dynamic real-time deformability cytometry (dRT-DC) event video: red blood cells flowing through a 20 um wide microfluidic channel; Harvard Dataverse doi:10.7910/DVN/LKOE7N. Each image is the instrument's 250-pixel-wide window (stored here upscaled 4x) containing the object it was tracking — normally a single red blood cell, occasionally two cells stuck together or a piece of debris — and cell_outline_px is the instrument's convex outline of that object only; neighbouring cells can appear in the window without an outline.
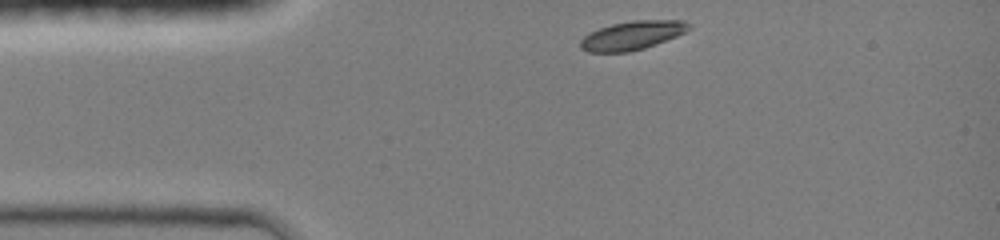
{"species": "common noctule bat (a hibernating species)", "species_latin": "Nyctalus noctula", "temperature_condition": "room temperature", "stored_images_in_passage": 3, "camera_frame_rate_fps": 3000, "um_per_image_px": 0.085, "animal": {"sex": "female", "body_mass_g": 19.0, "forearm_length_mm": 51.5}, "frame": {"image": 1, "passage_image": 1, "time_ms": 0.0, "image_size_px": [1000, 240], "cell_outline_px": [[692, 28], [676, 36], [644, 48], [628, 52], [588, 52], [580, 48], [580, 40], [584, 36], [600, 28], [612, 24], [632, 20], [684, 20], [692, 24]], "centroid_in_image_um": [53.76, 3.0], "position_along_channel_um": 31.2, "area_um2": 18.09}}